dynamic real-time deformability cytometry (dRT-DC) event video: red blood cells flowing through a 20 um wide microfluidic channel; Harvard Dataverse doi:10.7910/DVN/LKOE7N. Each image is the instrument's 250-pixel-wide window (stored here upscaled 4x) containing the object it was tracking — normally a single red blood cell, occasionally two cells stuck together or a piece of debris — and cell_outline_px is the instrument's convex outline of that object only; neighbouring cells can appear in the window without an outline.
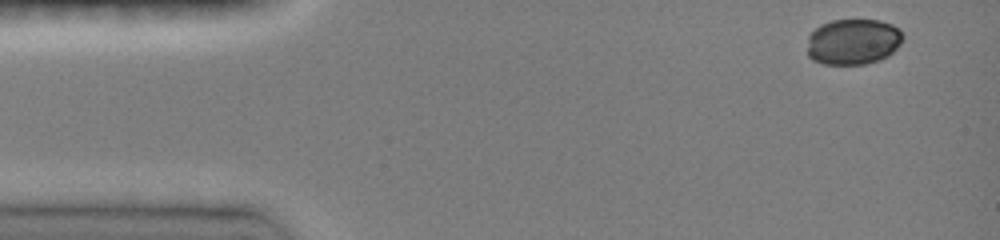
{"species": "common noctule bat (a hibernating species)", "species_latin": "Nyctalus noctula", "temperature_condition": "room temperature", "stored_images_in_passage": 8, "camera_frame_rate_fps": 3000, "um_per_image_px": 0.085, "animal": {"sex": "female", "body_mass_g": 19.0, "forearm_length_mm": 51.5}, "frame": {"image": 1, "passage_image": 1, "time_ms": 0.0, "image_size_px": [1000, 240], "cell_outline_px": [[904, 36], [900, 44], [888, 56], [880, 60], [864, 64], [824, 64], [812, 60], [808, 56], [808, 36], [820, 24], [832, 20], [880, 20], [892, 24], [900, 28]], "centroid_in_image_um": [72.53, 3.54], "position_along_channel_um": 12.5, "area_um2": 25.78}}
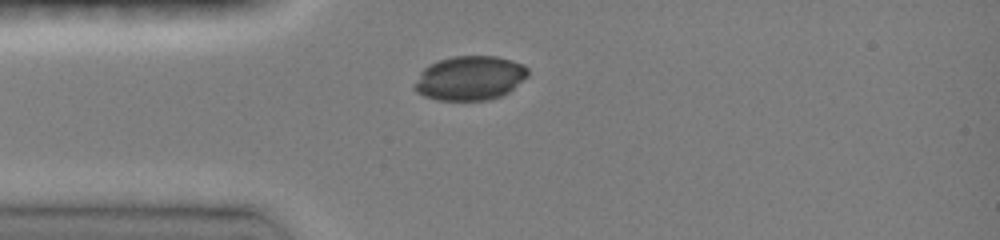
{"frame": {"image": 2, "passage_image": 5, "time_ms": 3.0, "image_size_px": [1000, 240], "cell_outline_px": [[528, 76], [508, 92], [500, 96], [488, 100], [440, 100], [424, 96], [416, 92], [412, 88], [412, 84], [420, 72], [424, 68], [440, 60], [452, 56], [496, 56], [512, 60], [524, 64], [528, 68]], "centroid_in_image_um": [39.92, 6.64], "position_along_channel_um": 45.1, "area_um2": 29.36}}
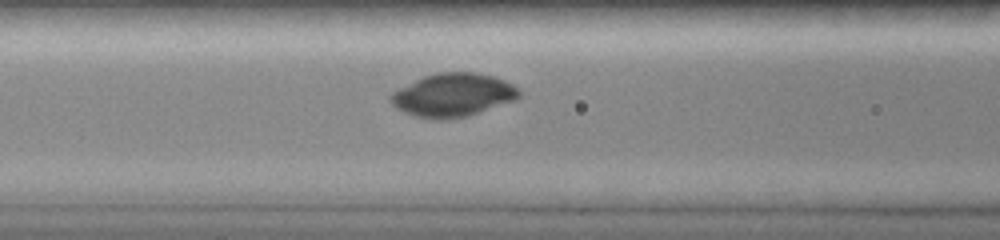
{"frame": {"image": 3, "passage_image": 8, "time_ms": 5.333, "image_size_px": [1000, 240], "cell_outline_px": [[520, 96], [516, 100], [468, 116], [444, 120], [436, 120], [412, 116], [396, 108], [388, 100], [388, 96], [392, 92], [424, 76], [436, 72], [476, 72], [496, 76], [512, 84], [520, 92]], "centroid_in_image_um": [38.49, 8.08], "position_along_channel_um": 128.1, "area_um2": 32.71}}